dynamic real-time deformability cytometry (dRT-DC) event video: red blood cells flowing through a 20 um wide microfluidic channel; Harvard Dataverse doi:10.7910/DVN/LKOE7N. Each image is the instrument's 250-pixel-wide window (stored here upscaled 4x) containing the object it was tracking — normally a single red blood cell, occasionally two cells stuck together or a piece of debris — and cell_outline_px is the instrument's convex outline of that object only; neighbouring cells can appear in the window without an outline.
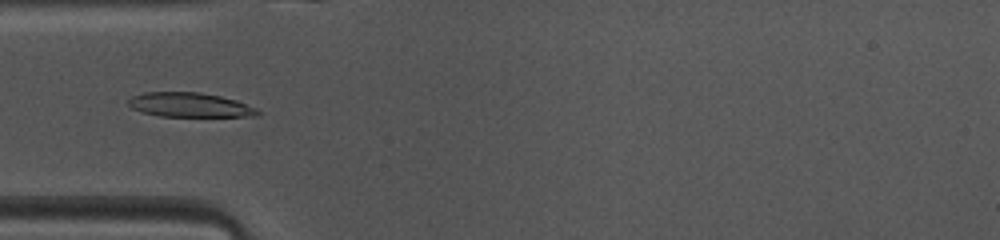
{"species": "common noctule bat (a hibernating species)", "species_latin": "Nyctalus noctula", "temperature_condition": "warm", "stored_images_in_passage": 47, "camera_frame_rate_fps": 3000, "um_per_image_px": 0.085, "animal": {"sex": "female", "body_mass_g": 10.0, "forearm_length_mm": 53.1}, "frame": {"image": 1, "passage_image": 13, "time_ms": 4.0, "image_size_px": [1000, 240], "cell_outline_px": [[260, 116], [160, 116], [144, 112], [132, 108], [128, 104], [128, 100], [132, 96], [144, 92], [200, 92], [220, 96], [236, 100], [256, 108], [260, 112]], "centroid_in_image_um": [16.14, 8.91], "position_along_channel_um": 68.9, "area_um2": 18.26}}
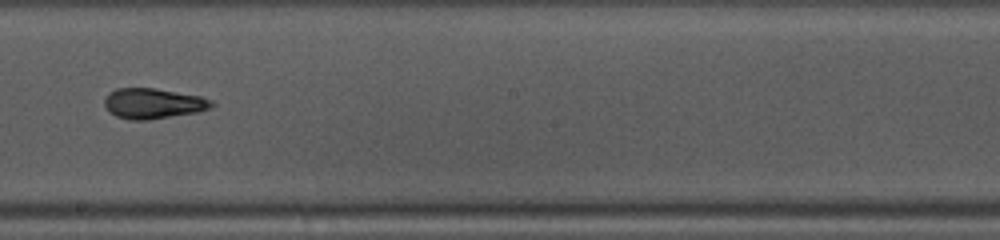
{"frame": {"image": 2, "passage_image": 25, "time_ms": 8.0, "image_size_px": [1000, 240], "cell_outline_px": [[216, 104], [212, 108], [200, 112], [148, 120], [128, 120], [116, 116], [104, 104], [104, 100], [108, 92], [116, 88], [156, 88], [200, 96], [212, 100]], "centroid_in_image_um": [13.06, 8.79], "position_along_channel_um": 235.1, "area_um2": 19.19}}
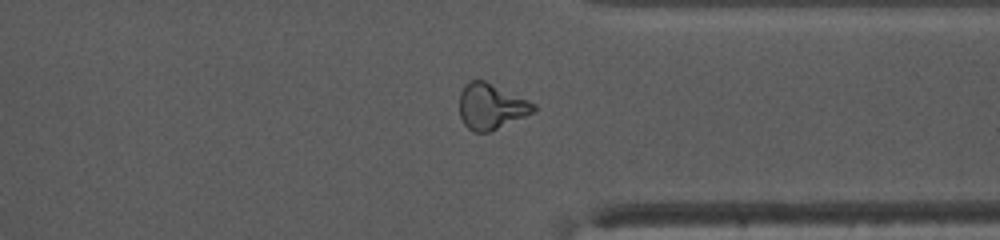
{"frame": {"image": 3, "passage_image": 35, "time_ms": 11.333, "image_size_px": [1000, 240], "cell_outline_px": [[540, 108], [536, 112], [488, 132], [472, 132], [464, 124], [460, 116], [460, 92], [464, 84], [468, 80], [484, 80], [528, 100], [536, 104]], "centroid_in_image_um": [41.76, 9.04], "position_along_channel_um": 369.6, "area_um2": 19.88}, "authors_computed_cell_mechanics": {"area_um2": 19.074, "velocity_mm_per_s": 4.1195, "shape_relaxation_time_tau1_ms": 3.2413, "shape_relaxation_time_tau2_ms": 1.1126, "deformation_change_tau1": 0.1547, "deformation_change_tau2": 0.0647}}